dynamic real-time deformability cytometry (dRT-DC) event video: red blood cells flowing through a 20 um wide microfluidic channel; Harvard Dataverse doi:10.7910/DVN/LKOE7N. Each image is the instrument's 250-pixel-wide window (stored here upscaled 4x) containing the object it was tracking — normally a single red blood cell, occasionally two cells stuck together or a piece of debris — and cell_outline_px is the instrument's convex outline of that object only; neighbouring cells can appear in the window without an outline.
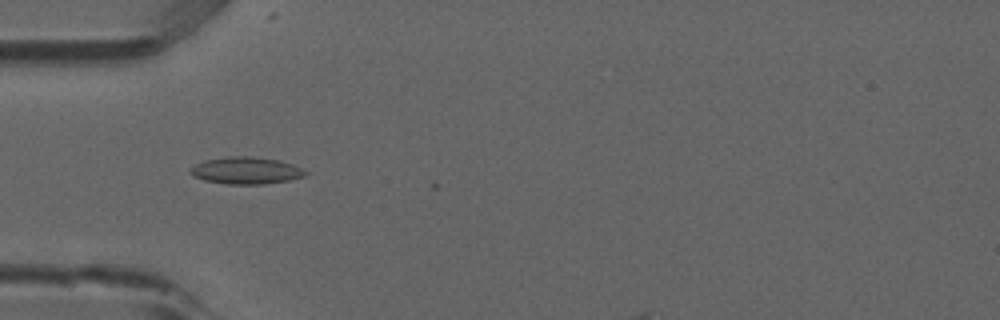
{"species": "common noctule bat (a hibernating species)", "species_latin": "Nyctalus noctula", "temperature_condition": "room temperature", "stored_images_in_passage": 6, "camera_frame_rate_fps": 3000, "um_per_image_px": 0.085, "animal": {"sex": "male", "forearm_length_mm": 52.5}, "frame": {"image": 1, "passage_image": 4, "time_ms": 1.0, "image_size_px": [1000, 320], "cell_outline_px": [[308, 172], [304, 176], [288, 180], [264, 184], [224, 184], [204, 180], [192, 176], [188, 172], [196, 164], [204, 160], [228, 156], [252, 156], [276, 160], [292, 164]], "centroid_in_image_um": [20.87, 14.5], "position_along_channel_um": 64.1, "area_um2": 18.03}}